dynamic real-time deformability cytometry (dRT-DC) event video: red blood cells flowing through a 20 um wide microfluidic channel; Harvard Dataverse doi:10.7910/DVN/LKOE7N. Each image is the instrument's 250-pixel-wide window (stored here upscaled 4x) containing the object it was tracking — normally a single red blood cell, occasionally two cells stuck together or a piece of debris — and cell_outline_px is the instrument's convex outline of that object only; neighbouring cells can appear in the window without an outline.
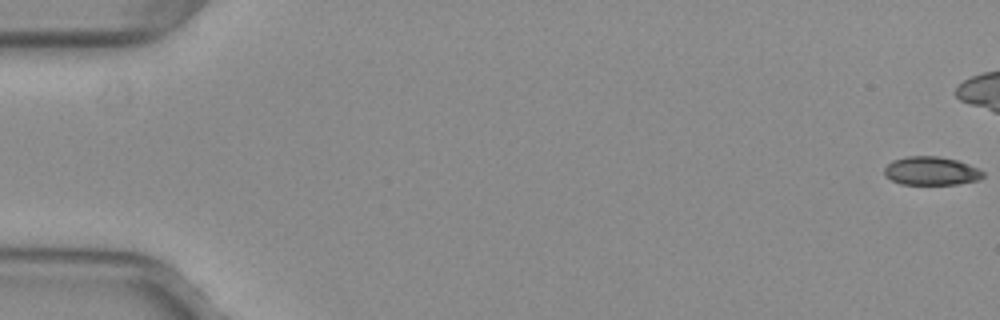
{"species": "common noctule bat (a hibernating species)", "species_latin": "Nyctalus noctula", "temperature_condition": "warm", "stored_images_in_passage": 14, "camera_frame_rate_fps": 3000, "um_per_image_px": 0.085, "animal": {"sex": "female", "body_mass_g": 29.2, "forearm_length_mm": 56.3}, "frame": {"image": 1, "passage_image": 1, "time_ms": 0.0, "image_size_px": [1000, 320], "cell_outline_px": [[984, 176], [980, 180], [956, 184], [900, 184], [884, 176], [884, 168], [892, 160], [908, 156], [936, 156], [956, 160], [968, 164], [984, 172]], "centroid_in_image_um": [79.13, 14.53], "position_along_channel_um": 5.9, "area_um2": 16.36}}